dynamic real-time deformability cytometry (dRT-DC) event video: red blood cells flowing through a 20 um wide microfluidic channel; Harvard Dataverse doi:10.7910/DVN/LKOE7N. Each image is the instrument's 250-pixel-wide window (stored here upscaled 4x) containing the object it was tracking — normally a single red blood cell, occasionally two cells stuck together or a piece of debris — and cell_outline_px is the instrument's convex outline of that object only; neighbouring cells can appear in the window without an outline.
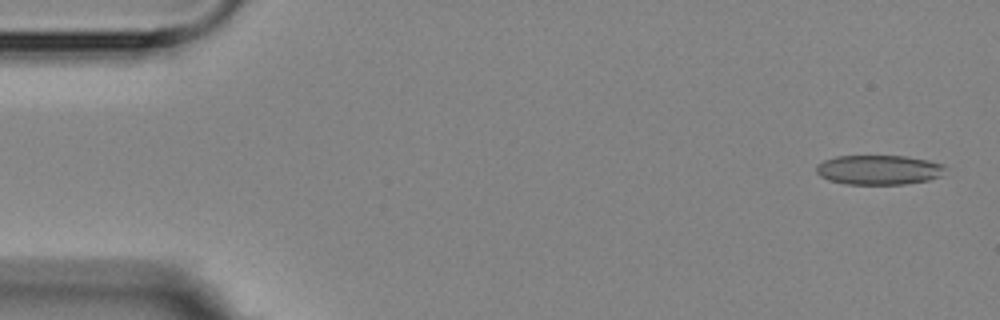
{"species": "Egyptian fruit bat (a non-hibernating species)", "species_latin": "Rousettus aegyptiacus", "temperature_condition": "room temperature", "stored_images_in_passage": 14, "segment_of_instrument_passage": [1, 2], "camera_frame_rate_fps": 3000, "um_per_image_px": 0.085, "animal": {"sex": "female"}, "frame": {"image": 1, "passage_image": 1, "time_ms": 0.0, "image_size_px": [1000, 320], "cell_outline_px": [[948, 168], [940, 176], [928, 180], [904, 184], [844, 184], [828, 180], [820, 176], [816, 172], [816, 164], [824, 160], [836, 156], [904, 156], [928, 160], [944, 164]], "centroid_in_image_um": [74.69, 14.43], "position_along_channel_um": 10.3, "area_um2": 22.43}}
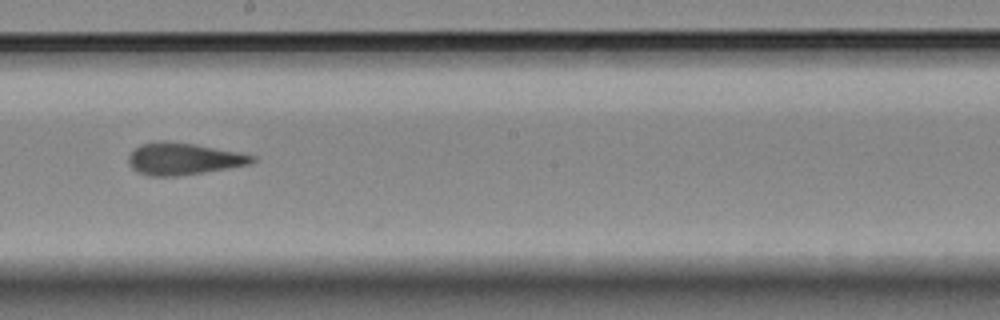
{"frame": {"image": 2, "passage_image": 8, "time_ms": 9.333, "image_size_px": [1000, 320], "cell_outline_px": [[256, 160], [248, 164], [228, 168], [176, 176], [152, 176], [140, 172], [132, 168], [128, 164], [128, 156], [140, 144], [156, 140], [168, 140], [196, 144], [240, 152], [256, 156]], "centroid_in_image_um": [15.58, 13.47], "position_along_channel_um": 232.6, "area_um2": 23.06}}
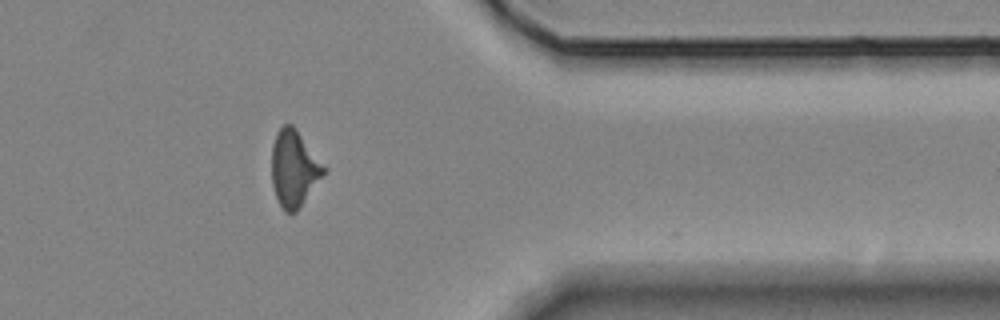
{"frame": {"image": 3, "passage_image": 12, "time_ms": 14.0, "image_size_px": [1000, 320], "cell_outline_px": [[328, 168], [296, 212], [284, 212], [276, 196], [272, 184], [272, 144], [276, 132], [284, 124], [292, 124], [296, 128]], "centroid_in_image_um": [25.0, 14.28], "position_along_channel_um": 386.4, "area_um2": 23.18}}